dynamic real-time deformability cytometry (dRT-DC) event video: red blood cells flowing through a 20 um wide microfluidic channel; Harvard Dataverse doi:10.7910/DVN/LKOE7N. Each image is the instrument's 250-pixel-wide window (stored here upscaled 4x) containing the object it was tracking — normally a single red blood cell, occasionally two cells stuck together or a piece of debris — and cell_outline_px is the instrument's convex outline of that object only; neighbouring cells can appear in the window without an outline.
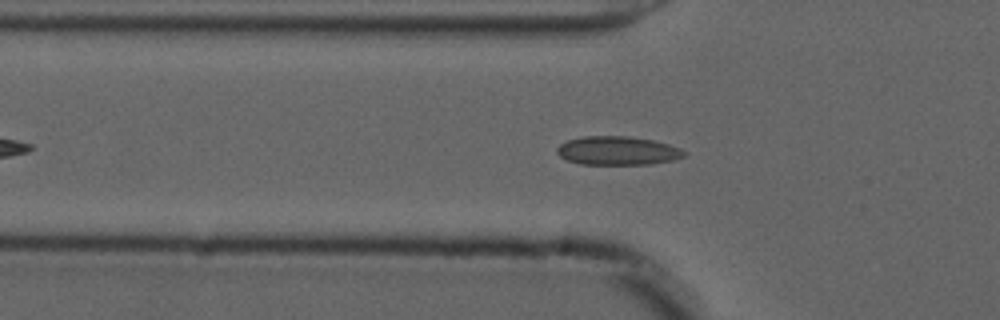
{"species": "common noctule bat (a hibernating species)", "species_latin": "Nyctalus noctula", "temperature_condition": "cold", "stored_images_in_passage": 41, "camera_frame_rate_fps": 3000, "um_per_image_px": 0.085, "animal": {"sex": "male", "forearm_length_mm": 52.5}, "frame": {"image": 1, "passage_image": 12, "time_ms": 3.667, "image_size_px": [1000, 320], "cell_outline_px": [[688, 152], [684, 156], [672, 160], [652, 164], [580, 164], [568, 160], [560, 156], [556, 152], [556, 148], [560, 144], [568, 140], [584, 136], [628, 136], [652, 140], [668, 144], [680, 148]], "centroid_in_image_um": [52.5, 12.81], "position_along_channel_um": 73.3, "area_um2": 21.21}}
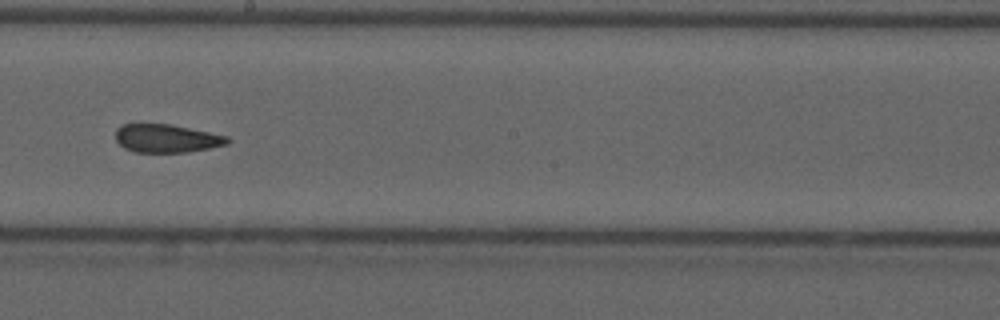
{"frame": {"image": 2, "passage_image": 25, "time_ms": 8.0, "image_size_px": [1000, 320], "cell_outline_px": [[232, 140], [228, 144], [188, 152], [136, 152], [124, 148], [116, 140], [116, 128], [124, 124], [168, 124], [228, 136]], "centroid_in_image_um": [14.16, 11.77], "position_along_channel_um": 234.0, "area_um2": 18.26}}
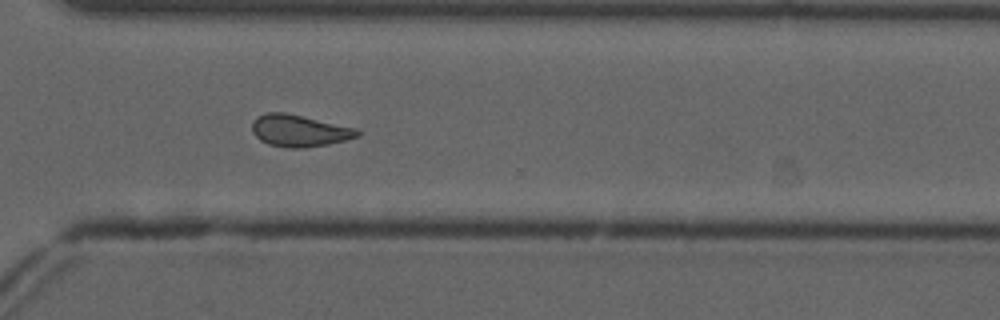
{"frame": {"image": 3, "passage_image": 34, "time_ms": 11.0, "image_size_px": [1000, 320], "cell_outline_px": [[360, 136], [348, 140], [328, 144], [304, 148], [284, 148], [268, 144], [260, 140], [252, 132], [252, 120], [256, 116], [264, 112], [284, 112], [356, 128], [360, 132]], "centroid_in_image_um": [25.41, 11.11], "position_along_channel_um": 345.2, "area_um2": 19.77}, "authors_computed_cell_mechanics": {"area_um2": 19.5364, "velocity_mm_per_s": 3.7027, "shape_relaxation_time_tau1_ms": null, "shape_relaxation_time_tau2_ms": 2.2465, "deformation_change_tau1": null, "deformation_change_tau2": 0.0444}}